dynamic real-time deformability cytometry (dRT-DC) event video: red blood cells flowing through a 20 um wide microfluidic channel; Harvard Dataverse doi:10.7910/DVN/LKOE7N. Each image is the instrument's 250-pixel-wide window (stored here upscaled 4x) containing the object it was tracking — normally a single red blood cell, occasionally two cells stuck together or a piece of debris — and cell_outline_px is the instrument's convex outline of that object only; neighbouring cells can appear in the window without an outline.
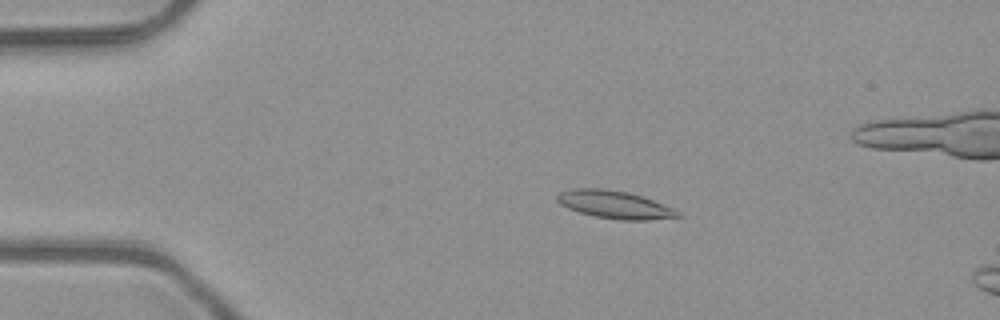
{"species": "common noctule bat (a hibernating species)", "species_latin": "Nyctalus noctula", "temperature_condition": "room temperature", "stored_images_in_passage": 4, "camera_frame_rate_fps": 3000, "um_per_image_px": 0.085, "animal": {"sex": "male", "body_mass_g": 23.1, "forearm_length_mm": 52.7}, "frame": {"image": 1, "passage_image": 2, "time_ms": 0.333, "image_size_px": [1000, 320], "cell_outline_px": [[684, 216], [648, 220], [620, 220], [596, 216], [580, 212], [568, 208], [560, 204], [556, 200], [556, 196], [560, 192], [572, 188], [604, 188], [628, 192], [652, 200], [684, 212]], "centroid_in_image_um": [52.28, 17.39], "position_along_channel_um": 32.7, "area_um2": 19.59}}